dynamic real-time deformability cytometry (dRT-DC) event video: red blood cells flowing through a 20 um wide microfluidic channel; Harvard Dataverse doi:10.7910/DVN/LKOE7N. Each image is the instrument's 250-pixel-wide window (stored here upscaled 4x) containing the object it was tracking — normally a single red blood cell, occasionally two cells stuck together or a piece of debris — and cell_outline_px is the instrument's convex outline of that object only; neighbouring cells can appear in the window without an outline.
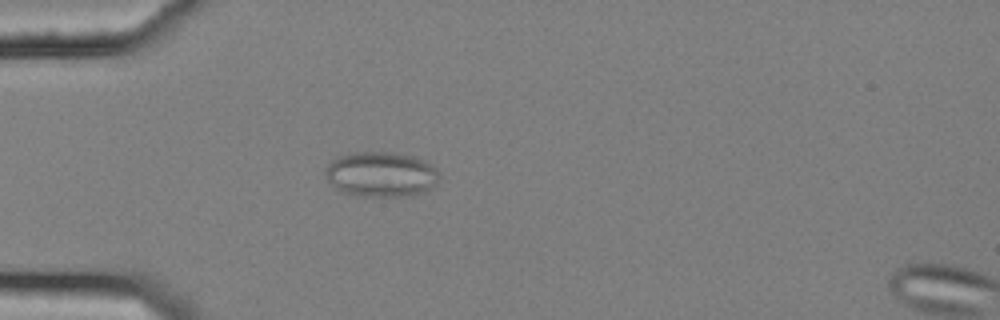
{"species": "common noctule bat (a hibernating species)", "species_latin": "Nyctalus noctula", "temperature_condition": "cold", "stored_images_in_passage": 41, "camera_frame_rate_fps": 3000, "um_per_image_px": 0.085, "animal": {"sex": "female", "body_mass_g": 25.1}, "frame": {"image": 1, "passage_image": 2, "time_ms": 0.333, "image_size_px": [1000, 320], "cell_outline_px": [[440, 176], [436, 184], [424, 192], [412, 196], [356, 196], [340, 192], [328, 180], [324, 172], [324, 168], [332, 160], [348, 152], [388, 152], [416, 156], [432, 164], [436, 168]], "centroid_in_image_um": [32.39, 14.82], "position_along_channel_um": 52.6, "area_um2": 30.4}}
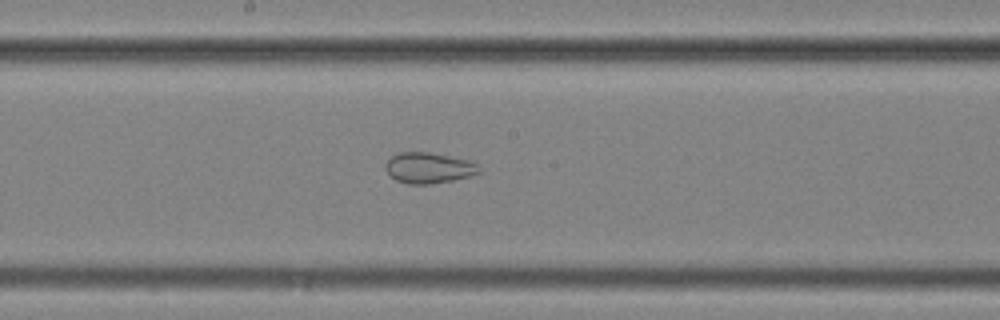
{"frame": {"image": 2, "passage_image": 16, "time_ms": 5.0, "image_size_px": [1000, 320], "cell_outline_px": [[480, 172], [472, 176], [452, 180], [428, 184], [408, 184], [396, 180], [388, 176], [384, 168], [384, 164], [396, 152], [428, 152], [468, 160], [476, 164]], "centroid_in_image_um": [36.37, 14.27], "position_along_channel_um": 211.8, "area_um2": 16.82}}
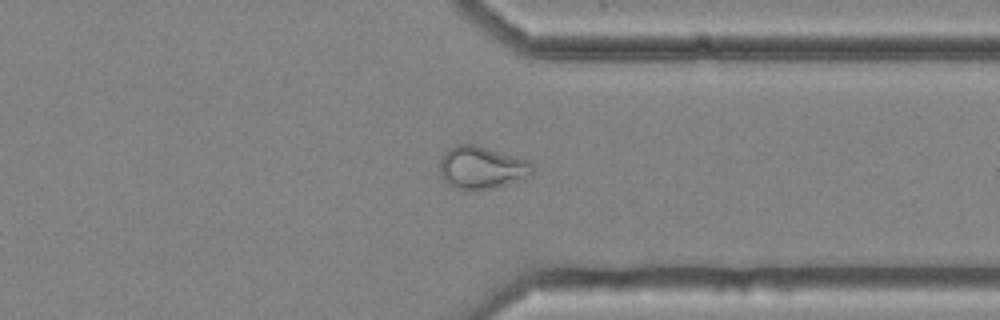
{"frame": {"image": 3, "passage_image": 29, "time_ms": 9.333, "image_size_px": [1000, 320], "cell_outline_px": [[536, 172], [532, 176], [496, 188], [464, 192], [448, 184], [440, 176], [440, 156], [448, 148], [456, 144], [476, 144], [528, 160], [536, 168]], "centroid_in_image_um": [40.95, 14.26], "position_along_channel_um": 370.4, "area_um2": 23.81}, "authors_computed_cell_mechanics": {"area_um2": 22.542, "velocity_mm_per_s": 3.6581, "shape_relaxation_time_tau1_ms": null, "shape_relaxation_time_tau2_ms": 1.7807, "deformation_change_tau1": null, "deformation_change_tau2": 0.0616}}